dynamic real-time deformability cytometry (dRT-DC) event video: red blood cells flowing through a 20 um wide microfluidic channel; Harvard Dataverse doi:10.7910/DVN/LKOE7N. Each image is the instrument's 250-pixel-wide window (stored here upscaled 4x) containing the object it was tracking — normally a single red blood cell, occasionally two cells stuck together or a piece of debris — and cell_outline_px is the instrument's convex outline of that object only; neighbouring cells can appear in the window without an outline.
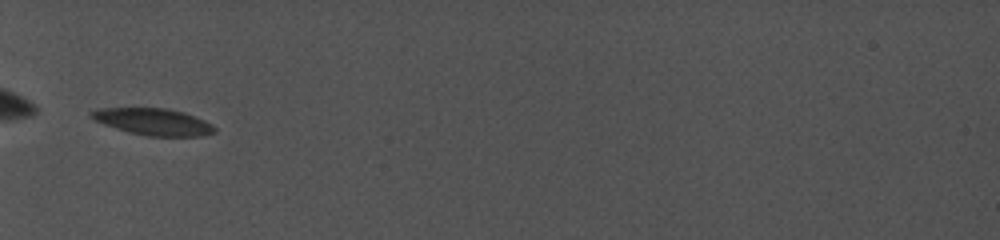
{"species": "common noctule bat (a hibernating species)", "species_latin": "Nyctalus noctula", "temperature_condition": "cold", "stored_images_in_passage": 31, "camera_frame_rate_fps": 5000, "um_per_image_px": 0.085, "animal": {"sex": "female", "body_mass_g": 19.0, "forearm_length_mm": 56.7}, "frame": {"image": 1, "passage_image": 1, "time_ms": 0.0, "image_size_px": [1000, 240], "cell_outline_px": [[216, 132], [200, 136], [148, 136], [116, 128], [104, 124], [88, 116], [88, 112], [96, 108], [164, 108], [184, 112], [204, 120], [212, 124], [216, 128]], "centroid_in_image_um": [13.02, 10.34], "position_along_channel_um": 72.0, "area_um2": 19.13}}
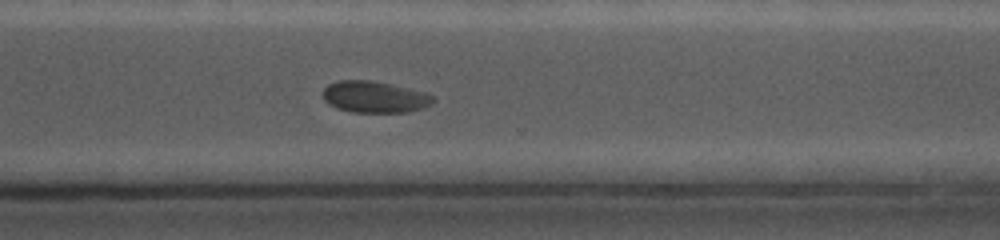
{"frame": {"image": 2, "passage_image": 22, "time_ms": 7.6, "image_size_px": [1000, 240], "cell_outline_px": [[436, 100], [432, 104], [424, 108], [408, 112], [352, 112], [336, 108], [328, 104], [324, 100], [320, 92], [328, 84], [336, 80], [372, 80], [392, 84], [428, 92], [436, 96]], "centroid_in_image_um": [31.86, 8.23], "position_along_channel_um": 338.7, "area_um2": 20.87}}
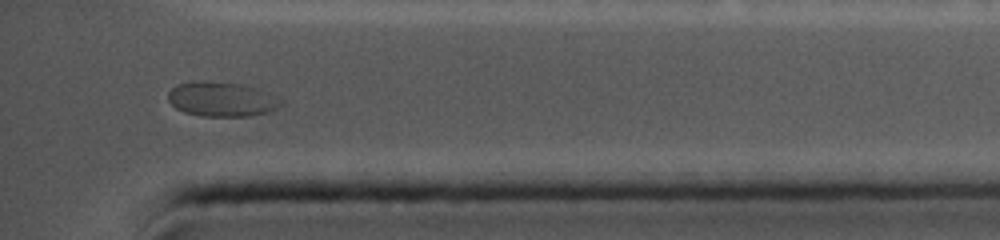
{"frame": {"image": 3, "passage_image": 29, "time_ms": 9.6, "image_size_px": [1000, 240], "cell_outline_px": [[280, 104], [276, 108], [268, 112], [252, 116], [204, 116], [184, 112], [176, 108], [168, 100], [168, 92], [176, 84], [200, 80], [204, 80], [244, 84], [256, 88], [276, 96], [280, 100]], "centroid_in_image_um": [18.81, 8.42], "position_along_channel_um": 416.4, "area_um2": 22.77}, "authors_computed_cell_mechanics": {"area_um2": 20.2878, "velocity_mm_per_s": 3.7999, "shape_relaxation_time_tau1_ms": 9.2835, "shape_relaxation_time_tau2_ms": null, "deformation_change_tau1": 0.1336, "deformation_change_tau2": null}}